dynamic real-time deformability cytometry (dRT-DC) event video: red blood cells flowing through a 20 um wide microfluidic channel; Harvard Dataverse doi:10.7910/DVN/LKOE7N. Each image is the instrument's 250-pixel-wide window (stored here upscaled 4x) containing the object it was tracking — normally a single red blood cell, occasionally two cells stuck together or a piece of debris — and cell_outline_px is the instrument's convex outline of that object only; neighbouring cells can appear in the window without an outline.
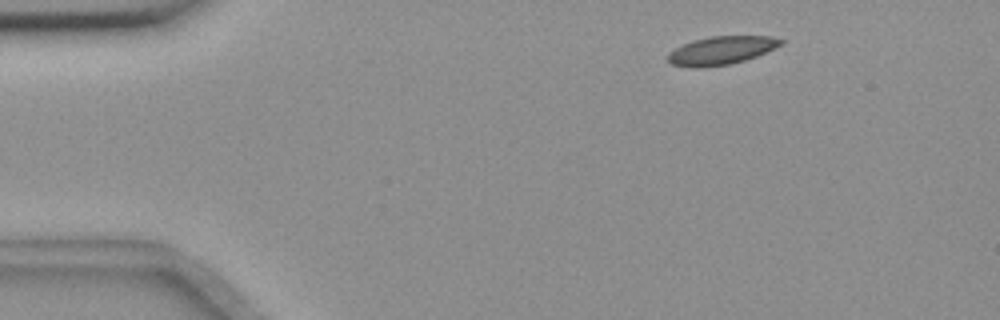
{"species": "common noctule bat (a hibernating species)", "species_latin": "Nyctalus noctula", "temperature_condition": "room temperature", "stored_images_in_passage": 8, "camera_frame_rate_fps": 3000, "um_per_image_px": 0.085, "animal": {"sex": "female", "body_mass_g": 18.4}, "frame": {"image": 1, "passage_image": 1, "time_ms": 0.0, "image_size_px": [1000, 320], "cell_outline_px": [[784, 44], [776, 48], [756, 56], [732, 64], [700, 68], [692, 68], [668, 64], [668, 52], [684, 44], [696, 40], [712, 36], [772, 36], [784, 40]], "centroid_in_image_um": [61.32, 4.3], "position_along_channel_um": 23.7, "area_um2": 18.73}}
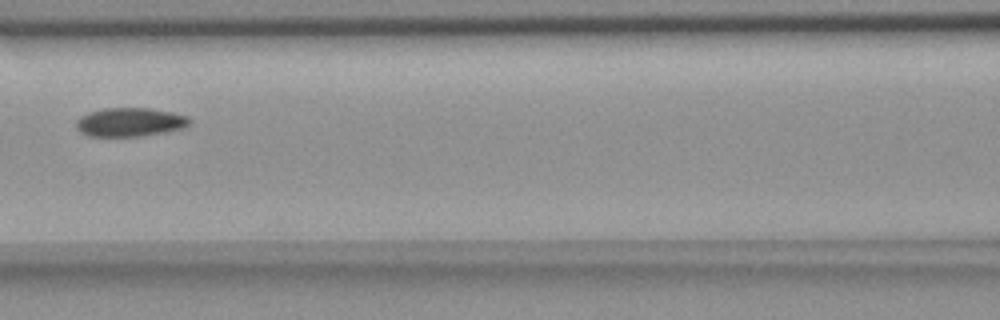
{"frame": {"image": 2, "passage_image": 5, "time_ms": 5.667, "image_size_px": [1000, 320], "cell_outline_px": [[192, 120], [188, 124], [180, 128], [164, 132], [136, 136], [88, 136], [80, 132], [76, 128], [76, 120], [80, 116], [88, 112], [104, 108], [148, 108], [172, 112], [188, 116]], "centroid_in_image_um": [11.0, 10.37], "position_along_channel_um": 155.6, "area_um2": 18.9}}
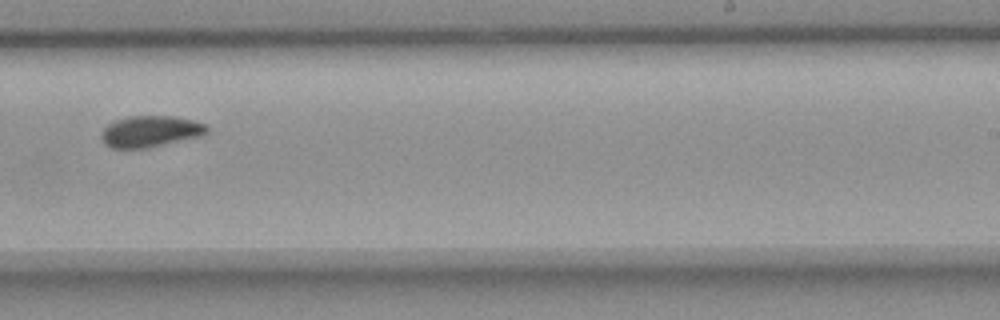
{"frame": {"image": 3, "passage_image": 8, "time_ms": 9.0, "image_size_px": [1000, 320], "cell_outline_px": [[208, 132], [200, 136], [148, 148], [112, 148], [104, 144], [100, 136], [104, 128], [108, 124], [116, 120], [128, 116], [172, 116], [192, 120], [204, 124], [208, 128]], "centroid_in_image_um": [12.75, 11.17], "position_along_channel_um": 276.2, "area_um2": 19.19}}